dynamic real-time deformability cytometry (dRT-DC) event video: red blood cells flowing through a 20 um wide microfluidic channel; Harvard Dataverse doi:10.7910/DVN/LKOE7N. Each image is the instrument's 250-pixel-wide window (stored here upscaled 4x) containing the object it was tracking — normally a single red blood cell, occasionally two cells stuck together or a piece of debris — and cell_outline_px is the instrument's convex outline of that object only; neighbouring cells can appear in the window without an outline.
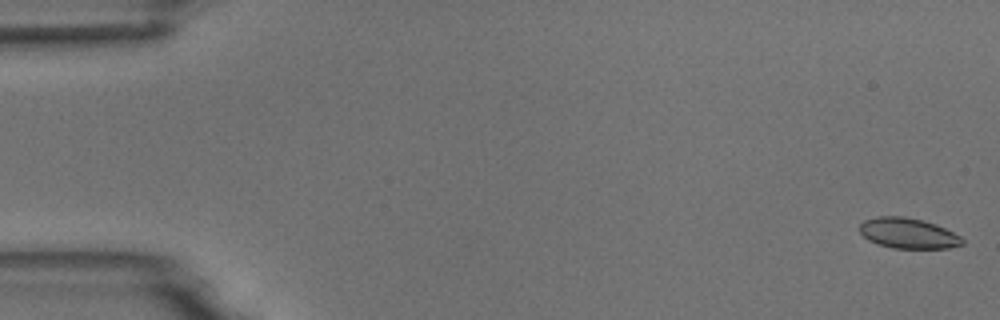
{"species": "common noctule bat (a hibernating species)", "species_latin": "Nyctalus noctula", "temperature_condition": "room temperature", "stored_images_in_passage": 7, "camera_frame_rate_fps": 3000, "um_per_image_px": 0.085, "animal": {"sex": "male", "body_mass_g": 18.8}, "frame": {"image": 1, "passage_image": 1, "time_ms": 0.0, "image_size_px": [1000, 320], "cell_outline_px": [[964, 244], [948, 248], [892, 248], [876, 244], [868, 240], [860, 232], [860, 224], [864, 220], [876, 216], [904, 216], [924, 220], [936, 224], [960, 236], [964, 240]], "centroid_in_image_um": [77.17, 19.82], "position_along_channel_um": 7.8, "area_um2": 18.32}}
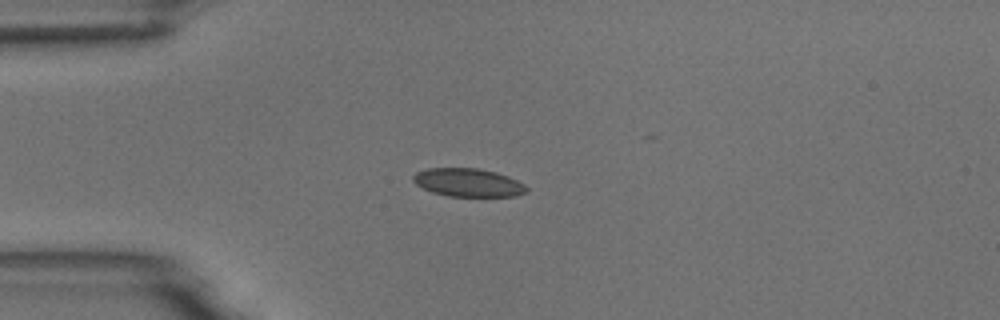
{"frame": {"image": 2, "passage_image": 4, "time_ms": 4.333, "image_size_px": [1000, 320], "cell_outline_px": [[528, 192], [516, 196], [448, 196], [432, 192], [416, 184], [412, 180], [412, 176], [416, 172], [428, 168], [480, 168], [496, 172], [508, 176], [524, 184], [528, 188]], "centroid_in_image_um": [39.8, 15.51], "position_along_channel_um": 45.2, "area_um2": 18.73}}
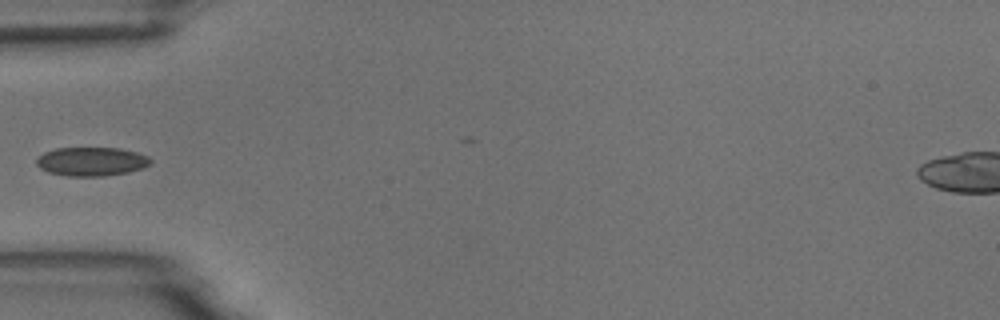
{"frame": {"image": 3, "passage_image": 5, "time_ms": 5.667, "image_size_px": [1000, 320], "cell_outline_px": [[152, 164], [144, 168], [128, 172], [104, 176], [68, 176], [48, 172], [40, 168], [36, 164], [36, 160], [44, 152], [56, 148], [120, 148], [136, 152], [148, 156], [152, 160]], "centroid_in_image_um": [7.81, 13.73], "position_along_channel_um": 77.2, "area_um2": 19.25}}